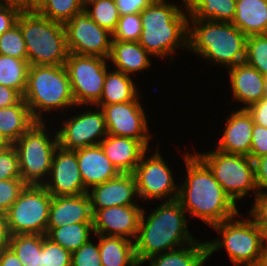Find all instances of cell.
<instances>
[{"label": "cell", "instance_id": "obj_1", "mask_svg": "<svg viewBox=\"0 0 267 266\" xmlns=\"http://www.w3.org/2000/svg\"><path fill=\"white\" fill-rule=\"evenodd\" d=\"M187 177L178 188L177 200L190 215L213 226L239 214L209 168L196 156L184 155Z\"/></svg>", "mask_w": 267, "mask_h": 266}, {"label": "cell", "instance_id": "obj_2", "mask_svg": "<svg viewBox=\"0 0 267 266\" xmlns=\"http://www.w3.org/2000/svg\"><path fill=\"white\" fill-rule=\"evenodd\" d=\"M185 213L177 199L163 201L148 217L145 216L143 208L138 234L134 241L139 265L153 256L179 249L186 246V243L189 245L196 241L187 228Z\"/></svg>", "mask_w": 267, "mask_h": 266}, {"label": "cell", "instance_id": "obj_3", "mask_svg": "<svg viewBox=\"0 0 267 266\" xmlns=\"http://www.w3.org/2000/svg\"><path fill=\"white\" fill-rule=\"evenodd\" d=\"M166 0H154L140 13L142 32L139 44L150 54L170 56L175 48H188V15ZM184 11V12H183Z\"/></svg>", "mask_w": 267, "mask_h": 266}, {"label": "cell", "instance_id": "obj_4", "mask_svg": "<svg viewBox=\"0 0 267 266\" xmlns=\"http://www.w3.org/2000/svg\"><path fill=\"white\" fill-rule=\"evenodd\" d=\"M188 50L228 69L245 62L247 36L231 22L188 20Z\"/></svg>", "mask_w": 267, "mask_h": 266}, {"label": "cell", "instance_id": "obj_5", "mask_svg": "<svg viewBox=\"0 0 267 266\" xmlns=\"http://www.w3.org/2000/svg\"><path fill=\"white\" fill-rule=\"evenodd\" d=\"M17 24L29 65H65L69 51L64 24L46 18L37 10H22Z\"/></svg>", "mask_w": 267, "mask_h": 266}, {"label": "cell", "instance_id": "obj_6", "mask_svg": "<svg viewBox=\"0 0 267 266\" xmlns=\"http://www.w3.org/2000/svg\"><path fill=\"white\" fill-rule=\"evenodd\" d=\"M22 98L36 121H43V110L76 106L65 65H29Z\"/></svg>", "mask_w": 267, "mask_h": 266}, {"label": "cell", "instance_id": "obj_7", "mask_svg": "<svg viewBox=\"0 0 267 266\" xmlns=\"http://www.w3.org/2000/svg\"><path fill=\"white\" fill-rule=\"evenodd\" d=\"M45 124L44 120L36 121L13 143L18 155L21 178L27 185H43L46 182L54 153L59 146L57 132L50 138L45 131Z\"/></svg>", "mask_w": 267, "mask_h": 266}, {"label": "cell", "instance_id": "obj_8", "mask_svg": "<svg viewBox=\"0 0 267 266\" xmlns=\"http://www.w3.org/2000/svg\"><path fill=\"white\" fill-rule=\"evenodd\" d=\"M230 218L212 226L222 235L223 241L207 242L208 257L218 249L225 248L234 266H257L262 248L261 231L251 218L240 220Z\"/></svg>", "mask_w": 267, "mask_h": 266}, {"label": "cell", "instance_id": "obj_9", "mask_svg": "<svg viewBox=\"0 0 267 266\" xmlns=\"http://www.w3.org/2000/svg\"><path fill=\"white\" fill-rule=\"evenodd\" d=\"M196 156L209 168L214 178L222 186L226 195L236 205L237 199L254 190L258 194L253 160L244 155L229 154L218 149Z\"/></svg>", "mask_w": 267, "mask_h": 266}, {"label": "cell", "instance_id": "obj_10", "mask_svg": "<svg viewBox=\"0 0 267 266\" xmlns=\"http://www.w3.org/2000/svg\"><path fill=\"white\" fill-rule=\"evenodd\" d=\"M52 197L43 185H26L6 212L10 235H46Z\"/></svg>", "mask_w": 267, "mask_h": 266}, {"label": "cell", "instance_id": "obj_11", "mask_svg": "<svg viewBox=\"0 0 267 266\" xmlns=\"http://www.w3.org/2000/svg\"><path fill=\"white\" fill-rule=\"evenodd\" d=\"M107 60L100 56L69 53L65 68L76 106L95 105L100 100L107 74Z\"/></svg>", "mask_w": 267, "mask_h": 266}, {"label": "cell", "instance_id": "obj_12", "mask_svg": "<svg viewBox=\"0 0 267 266\" xmlns=\"http://www.w3.org/2000/svg\"><path fill=\"white\" fill-rule=\"evenodd\" d=\"M69 53L108 59L112 33L101 27L83 10L64 24Z\"/></svg>", "mask_w": 267, "mask_h": 266}, {"label": "cell", "instance_id": "obj_13", "mask_svg": "<svg viewBox=\"0 0 267 266\" xmlns=\"http://www.w3.org/2000/svg\"><path fill=\"white\" fill-rule=\"evenodd\" d=\"M146 155L147 152L142 156L133 172L138 198L161 200L163 197L169 196L167 201L177 199L179 186L177 187L175 184L172 172L163 161L159 149L149 158Z\"/></svg>", "mask_w": 267, "mask_h": 266}, {"label": "cell", "instance_id": "obj_14", "mask_svg": "<svg viewBox=\"0 0 267 266\" xmlns=\"http://www.w3.org/2000/svg\"><path fill=\"white\" fill-rule=\"evenodd\" d=\"M95 105L103 110L108 134L137 139L149 147L151 135L147 133L149 128L145 111L138 97L128 102Z\"/></svg>", "mask_w": 267, "mask_h": 266}, {"label": "cell", "instance_id": "obj_15", "mask_svg": "<svg viewBox=\"0 0 267 266\" xmlns=\"http://www.w3.org/2000/svg\"><path fill=\"white\" fill-rule=\"evenodd\" d=\"M63 122L64 126L57 131V136L59 146L66 150L75 151L99 145L108 135L105 116L100 107L95 112L92 110L81 112L80 115Z\"/></svg>", "mask_w": 267, "mask_h": 266}, {"label": "cell", "instance_id": "obj_16", "mask_svg": "<svg viewBox=\"0 0 267 266\" xmlns=\"http://www.w3.org/2000/svg\"><path fill=\"white\" fill-rule=\"evenodd\" d=\"M50 179L43 186L52 196L81 195L87 193L79 170L76 150L56 149Z\"/></svg>", "mask_w": 267, "mask_h": 266}, {"label": "cell", "instance_id": "obj_17", "mask_svg": "<svg viewBox=\"0 0 267 266\" xmlns=\"http://www.w3.org/2000/svg\"><path fill=\"white\" fill-rule=\"evenodd\" d=\"M142 207L126 205L92 210L93 234L122 237L135 241Z\"/></svg>", "mask_w": 267, "mask_h": 266}, {"label": "cell", "instance_id": "obj_18", "mask_svg": "<svg viewBox=\"0 0 267 266\" xmlns=\"http://www.w3.org/2000/svg\"><path fill=\"white\" fill-rule=\"evenodd\" d=\"M87 192L91 209L137 205L133 197L138 196L136 180L133 173H120L117 177L93 186Z\"/></svg>", "mask_w": 267, "mask_h": 266}, {"label": "cell", "instance_id": "obj_19", "mask_svg": "<svg viewBox=\"0 0 267 266\" xmlns=\"http://www.w3.org/2000/svg\"><path fill=\"white\" fill-rule=\"evenodd\" d=\"M92 209L87 193L53 196L46 235L53 229L74 223H92Z\"/></svg>", "mask_w": 267, "mask_h": 266}, {"label": "cell", "instance_id": "obj_20", "mask_svg": "<svg viewBox=\"0 0 267 266\" xmlns=\"http://www.w3.org/2000/svg\"><path fill=\"white\" fill-rule=\"evenodd\" d=\"M254 121L247 109L233 111L226 122V127L219 142L218 150L248 156L250 154Z\"/></svg>", "mask_w": 267, "mask_h": 266}, {"label": "cell", "instance_id": "obj_21", "mask_svg": "<svg viewBox=\"0 0 267 266\" xmlns=\"http://www.w3.org/2000/svg\"><path fill=\"white\" fill-rule=\"evenodd\" d=\"M76 154L84 187L88 192L90 187L102 184L120 174L100 145L78 149Z\"/></svg>", "mask_w": 267, "mask_h": 266}, {"label": "cell", "instance_id": "obj_22", "mask_svg": "<svg viewBox=\"0 0 267 266\" xmlns=\"http://www.w3.org/2000/svg\"><path fill=\"white\" fill-rule=\"evenodd\" d=\"M99 145L120 173H133L148 149L137 139L110 134Z\"/></svg>", "mask_w": 267, "mask_h": 266}, {"label": "cell", "instance_id": "obj_23", "mask_svg": "<svg viewBox=\"0 0 267 266\" xmlns=\"http://www.w3.org/2000/svg\"><path fill=\"white\" fill-rule=\"evenodd\" d=\"M228 70L233 97L245 104L243 109H247L264 97L265 76L257 69L242 62Z\"/></svg>", "mask_w": 267, "mask_h": 266}, {"label": "cell", "instance_id": "obj_24", "mask_svg": "<svg viewBox=\"0 0 267 266\" xmlns=\"http://www.w3.org/2000/svg\"><path fill=\"white\" fill-rule=\"evenodd\" d=\"M150 54L138 41L112 40L111 52L108 60L126 75L142 71L151 66Z\"/></svg>", "mask_w": 267, "mask_h": 266}, {"label": "cell", "instance_id": "obj_25", "mask_svg": "<svg viewBox=\"0 0 267 266\" xmlns=\"http://www.w3.org/2000/svg\"><path fill=\"white\" fill-rule=\"evenodd\" d=\"M232 23L246 36L267 33V0H236Z\"/></svg>", "mask_w": 267, "mask_h": 266}, {"label": "cell", "instance_id": "obj_26", "mask_svg": "<svg viewBox=\"0 0 267 266\" xmlns=\"http://www.w3.org/2000/svg\"><path fill=\"white\" fill-rule=\"evenodd\" d=\"M35 122L23 98L15 105L0 108V134L9 144L15 143Z\"/></svg>", "mask_w": 267, "mask_h": 266}, {"label": "cell", "instance_id": "obj_27", "mask_svg": "<svg viewBox=\"0 0 267 266\" xmlns=\"http://www.w3.org/2000/svg\"><path fill=\"white\" fill-rule=\"evenodd\" d=\"M102 266H140L134 241L115 236L97 235Z\"/></svg>", "mask_w": 267, "mask_h": 266}, {"label": "cell", "instance_id": "obj_28", "mask_svg": "<svg viewBox=\"0 0 267 266\" xmlns=\"http://www.w3.org/2000/svg\"><path fill=\"white\" fill-rule=\"evenodd\" d=\"M190 20L231 22L235 17L236 0H183Z\"/></svg>", "mask_w": 267, "mask_h": 266}, {"label": "cell", "instance_id": "obj_29", "mask_svg": "<svg viewBox=\"0 0 267 266\" xmlns=\"http://www.w3.org/2000/svg\"><path fill=\"white\" fill-rule=\"evenodd\" d=\"M208 258L207 242L196 240L188 246L153 256L145 262L149 261L150 266H201Z\"/></svg>", "mask_w": 267, "mask_h": 266}, {"label": "cell", "instance_id": "obj_30", "mask_svg": "<svg viewBox=\"0 0 267 266\" xmlns=\"http://www.w3.org/2000/svg\"><path fill=\"white\" fill-rule=\"evenodd\" d=\"M108 71L101 98L96 104L122 103L133 101L139 97L137 88L129 75L118 70Z\"/></svg>", "mask_w": 267, "mask_h": 266}, {"label": "cell", "instance_id": "obj_31", "mask_svg": "<svg viewBox=\"0 0 267 266\" xmlns=\"http://www.w3.org/2000/svg\"><path fill=\"white\" fill-rule=\"evenodd\" d=\"M44 235H10L8 246L19 258L23 266H41V249Z\"/></svg>", "mask_w": 267, "mask_h": 266}, {"label": "cell", "instance_id": "obj_32", "mask_svg": "<svg viewBox=\"0 0 267 266\" xmlns=\"http://www.w3.org/2000/svg\"><path fill=\"white\" fill-rule=\"evenodd\" d=\"M91 232L92 223H74L53 228L46 236L72 253L90 239Z\"/></svg>", "mask_w": 267, "mask_h": 266}, {"label": "cell", "instance_id": "obj_33", "mask_svg": "<svg viewBox=\"0 0 267 266\" xmlns=\"http://www.w3.org/2000/svg\"><path fill=\"white\" fill-rule=\"evenodd\" d=\"M28 69L27 60L0 54V84L15 89L21 96L26 89Z\"/></svg>", "mask_w": 267, "mask_h": 266}, {"label": "cell", "instance_id": "obj_34", "mask_svg": "<svg viewBox=\"0 0 267 266\" xmlns=\"http://www.w3.org/2000/svg\"><path fill=\"white\" fill-rule=\"evenodd\" d=\"M84 10L81 0H45L37 11L46 18L65 24Z\"/></svg>", "mask_w": 267, "mask_h": 266}, {"label": "cell", "instance_id": "obj_35", "mask_svg": "<svg viewBox=\"0 0 267 266\" xmlns=\"http://www.w3.org/2000/svg\"><path fill=\"white\" fill-rule=\"evenodd\" d=\"M89 5L92 9L88 8ZM84 11L92 20L111 33L116 29L120 15L115 0H93L84 6Z\"/></svg>", "mask_w": 267, "mask_h": 266}, {"label": "cell", "instance_id": "obj_36", "mask_svg": "<svg viewBox=\"0 0 267 266\" xmlns=\"http://www.w3.org/2000/svg\"><path fill=\"white\" fill-rule=\"evenodd\" d=\"M245 62L267 76V34L247 36Z\"/></svg>", "mask_w": 267, "mask_h": 266}, {"label": "cell", "instance_id": "obj_37", "mask_svg": "<svg viewBox=\"0 0 267 266\" xmlns=\"http://www.w3.org/2000/svg\"><path fill=\"white\" fill-rule=\"evenodd\" d=\"M0 54L27 60L25 41L18 24L0 36Z\"/></svg>", "mask_w": 267, "mask_h": 266}, {"label": "cell", "instance_id": "obj_38", "mask_svg": "<svg viewBox=\"0 0 267 266\" xmlns=\"http://www.w3.org/2000/svg\"><path fill=\"white\" fill-rule=\"evenodd\" d=\"M142 32L140 13L120 16L116 29L112 33L113 40L138 41Z\"/></svg>", "mask_w": 267, "mask_h": 266}, {"label": "cell", "instance_id": "obj_39", "mask_svg": "<svg viewBox=\"0 0 267 266\" xmlns=\"http://www.w3.org/2000/svg\"><path fill=\"white\" fill-rule=\"evenodd\" d=\"M72 253L44 235L41 266H71Z\"/></svg>", "mask_w": 267, "mask_h": 266}, {"label": "cell", "instance_id": "obj_40", "mask_svg": "<svg viewBox=\"0 0 267 266\" xmlns=\"http://www.w3.org/2000/svg\"><path fill=\"white\" fill-rule=\"evenodd\" d=\"M21 178L19 161L13 144L0 149V180Z\"/></svg>", "mask_w": 267, "mask_h": 266}, {"label": "cell", "instance_id": "obj_41", "mask_svg": "<svg viewBox=\"0 0 267 266\" xmlns=\"http://www.w3.org/2000/svg\"><path fill=\"white\" fill-rule=\"evenodd\" d=\"M26 185L22 178L0 180V211L6 213Z\"/></svg>", "mask_w": 267, "mask_h": 266}, {"label": "cell", "instance_id": "obj_42", "mask_svg": "<svg viewBox=\"0 0 267 266\" xmlns=\"http://www.w3.org/2000/svg\"><path fill=\"white\" fill-rule=\"evenodd\" d=\"M71 266H102L98 244L89 239L78 250L72 252Z\"/></svg>", "mask_w": 267, "mask_h": 266}, {"label": "cell", "instance_id": "obj_43", "mask_svg": "<svg viewBox=\"0 0 267 266\" xmlns=\"http://www.w3.org/2000/svg\"><path fill=\"white\" fill-rule=\"evenodd\" d=\"M267 153V128L254 123L249 157L254 160Z\"/></svg>", "mask_w": 267, "mask_h": 266}, {"label": "cell", "instance_id": "obj_44", "mask_svg": "<svg viewBox=\"0 0 267 266\" xmlns=\"http://www.w3.org/2000/svg\"><path fill=\"white\" fill-rule=\"evenodd\" d=\"M21 11L18 6L0 4V36L17 24Z\"/></svg>", "mask_w": 267, "mask_h": 266}, {"label": "cell", "instance_id": "obj_45", "mask_svg": "<svg viewBox=\"0 0 267 266\" xmlns=\"http://www.w3.org/2000/svg\"><path fill=\"white\" fill-rule=\"evenodd\" d=\"M248 213L256 225H267V193L255 196L254 205Z\"/></svg>", "mask_w": 267, "mask_h": 266}, {"label": "cell", "instance_id": "obj_46", "mask_svg": "<svg viewBox=\"0 0 267 266\" xmlns=\"http://www.w3.org/2000/svg\"><path fill=\"white\" fill-rule=\"evenodd\" d=\"M253 162L258 194L267 193L262 191L264 188L267 189V153L254 159Z\"/></svg>", "mask_w": 267, "mask_h": 266}, {"label": "cell", "instance_id": "obj_47", "mask_svg": "<svg viewBox=\"0 0 267 266\" xmlns=\"http://www.w3.org/2000/svg\"><path fill=\"white\" fill-rule=\"evenodd\" d=\"M154 0H115L119 15L141 13Z\"/></svg>", "mask_w": 267, "mask_h": 266}, {"label": "cell", "instance_id": "obj_48", "mask_svg": "<svg viewBox=\"0 0 267 266\" xmlns=\"http://www.w3.org/2000/svg\"><path fill=\"white\" fill-rule=\"evenodd\" d=\"M247 111L252 115L254 123L267 128V97L250 105Z\"/></svg>", "mask_w": 267, "mask_h": 266}, {"label": "cell", "instance_id": "obj_49", "mask_svg": "<svg viewBox=\"0 0 267 266\" xmlns=\"http://www.w3.org/2000/svg\"><path fill=\"white\" fill-rule=\"evenodd\" d=\"M22 96L13 88L0 84V108L17 104Z\"/></svg>", "mask_w": 267, "mask_h": 266}, {"label": "cell", "instance_id": "obj_50", "mask_svg": "<svg viewBox=\"0 0 267 266\" xmlns=\"http://www.w3.org/2000/svg\"><path fill=\"white\" fill-rule=\"evenodd\" d=\"M0 266H23V264L7 245L0 249Z\"/></svg>", "mask_w": 267, "mask_h": 266}, {"label": "cell", "instance_id": "obj_51", "mask_svg": "<svg viewBox=\"0 0 267 266\" xmlns=\"http://www.w3.org/2000/svg\"><path fill=\"white\" fill-rule=\"evenodd\" d=\"M9 238L6 213L0 211V249L8 245Z\"/></svg>", "mask_w": 267, "mask_h": 266}, {"label": "cell", "instance_id": "obj_52", "mask_svg": "<svg viewBox=\"0 0 267 266\" xmlns=\"http://www.w3.org/2000/svg\"><path fill=\"white\" fill-rule=\"evenodd\" d=\"M0 4L15 5L22 10H26V0H0Z\"/></svg>", "mask_w": 267, "mask_h": 266}, {"label": "cell", "instance_id": "obj_53", "mask_svg": "<svg viewBox=\"0 0 267 266\" xmlns=\"http://www.w3.org/2000/svg\"><path fill=\"white\" fill-rule=\"evenodd\" d=\"M261 231L262 248L267 252V225H257Z\"/></svg>", "mask_w": 267, "mask_h": 266}, {"label": "cell", "instance_id": "obj_54", "mask_svg": "<svg viewBox=\"0 0 267 266\" xmlns=\"http://www.w3.org/2000/svg\"><path fill=\"white\" fill-rule=\"evenodd\" d=\"M45 0H26V10H37Z\"/></svg>", "mask_w": 267, "mask_h": 266}, {"label": "cell", "instance_id": "obj_55", "mask_svg": "<svg viewBox=\"0 0 267 266\" xmlns=\"http://www.w3.org/2000/svg\"><path fill=\"white\" fill-rule=\"evenodd\" d=\"M257 266H267V252L261 254L260 260Z\"/></svg>", "mask_w": 267, "mask_h": 266}, {"label": "cell", "instance_id": "obj_56", "mask_svg": "<svg viewBox=\"0 0 267 266\" xmlns=\"http://www.w3.org/2000/svg\"><path fill=\"white\" fill-rule=\"evenodd\" d=\"M9 143L5 140V138L0 134V149L6 148Z\"/></svg>", "mask_w": 267, "mask_h": 266}, {"label": "cell", "instance_id": "obj_57", "mask_svg": "<svg viewBox=\"0 0 267 266\" xmlns=\"http://www.w3.org/2000/svg\"><path fill=\"white\" fill-rule=\"evenodd\" d=\"M264 96L267 97V76H265V90H264Z\"/></svg>", "mask_w": 267, "mask_h": 266}, {"label": "cell", "instance_id": "obj_58", "mask_svg": "<svg viewBox=\"0 0 267 266\" xmlns=\"http://www.w3.org/2000/svg\"><path fill=\"white\" fill-rule=\"evenodd\" d=\"M93 0H81L82 4L85 6L87 3L91 2Z\"/></svg>", "mask_w": 267, "mask_h": 266}]
</instances>
